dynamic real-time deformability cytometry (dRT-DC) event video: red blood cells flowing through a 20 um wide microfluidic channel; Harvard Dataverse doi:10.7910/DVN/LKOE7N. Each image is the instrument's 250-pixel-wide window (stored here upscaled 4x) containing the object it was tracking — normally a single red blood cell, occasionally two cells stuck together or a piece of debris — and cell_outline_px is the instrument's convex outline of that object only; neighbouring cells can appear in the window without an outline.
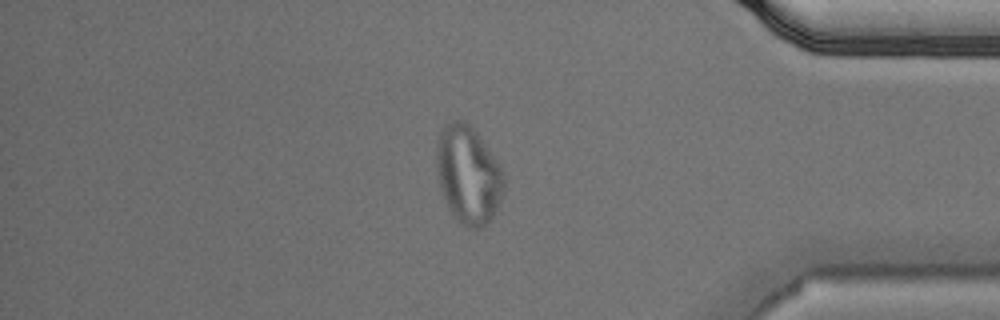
{"species": "Egyptian fruit bat (a non-hibernating species)", "species_latin": "Rousettus aegyptiacus", "temperature_condition": "cold", "stored_images_in_passage": 56, "camera_frame_rate_fps": 3000, "um_per_image_px": 0.085, "animal": {"sex": "male"}, "frame": {"image": 1, "passage_image": 48, "time_ms": 15.667, "image_size_px": [1000, 320], "cell_outline_px": [[504, 188], [496, 212], [484, 228], [468, 228], [456, 220], [452, 216], [444, 200], [440, 188], [436, 172], [436, 144], [440, 128], [444, 124], [452, 120], [464, 120], [476, 132], [496, 160], [504, 172]], "centroid_in_image_um": [39.77, 14.87], "position_along_channel_um": 395.4, "area_um2": 38.9}}